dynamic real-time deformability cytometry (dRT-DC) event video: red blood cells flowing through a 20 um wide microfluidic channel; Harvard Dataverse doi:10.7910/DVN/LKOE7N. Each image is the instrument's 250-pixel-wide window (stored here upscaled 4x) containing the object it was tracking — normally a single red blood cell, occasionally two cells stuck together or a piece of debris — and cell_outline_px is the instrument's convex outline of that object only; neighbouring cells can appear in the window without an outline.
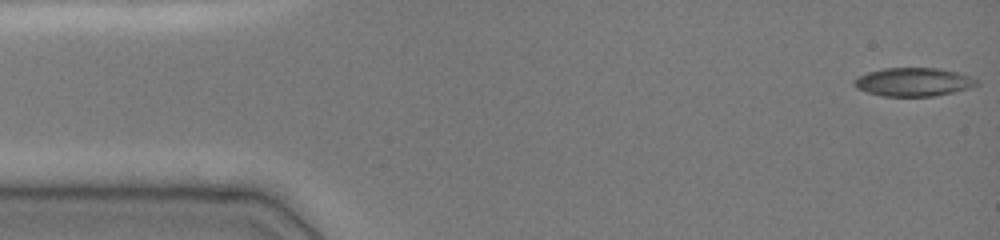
{"species": "common noctule bat (a hibernating species)", "species_latin": "Nyctalus noctula", "temperature_condition": "cold", "stored_images_in_passage": 16, "camera_frame_rate_fps": 3000, "um_per_image_px": 0.085, "animal": {"sex": "female", "body_mass_g": 19.0, "forearm_length_mm": 51.5}, "frame": {"image": 1, "passage_image": 1, "time_ms": 0.0, "image_size_px": [1000, 240], "cell_outline_px": [[980, 84], [968, 88], [936, 96], [884, 96], [868, 92], [856, 88], [852, 84], [852, 80], [868, 72], [884, 68], [936, 68], [956, 72], [972, 76], [980, 80]], "centroid_in_image_um": [77.66, 6.97], "position_along_channel_um": 7.3, "area_um2": 20.35}}
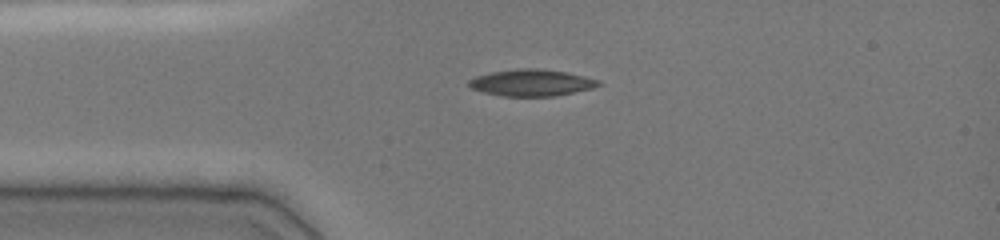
{"frame": {"image": 2, "passage_image": 10, "time_ms": 3.333, "image_size_px": [1000, 240], "cell_outline_px": [[604, 84], [592, 88], [556, 96], [500, 96], [484, 92], [472, 88], [468, 84], [468, 80], [476, 76], [492, 72], [516, 68], [536, 68], [568, 72], [600, 80]], "centroid_in_image_um": [45.21, 7.02], "position_along_channel_um": 39.8, "area_um2": 20.23}}